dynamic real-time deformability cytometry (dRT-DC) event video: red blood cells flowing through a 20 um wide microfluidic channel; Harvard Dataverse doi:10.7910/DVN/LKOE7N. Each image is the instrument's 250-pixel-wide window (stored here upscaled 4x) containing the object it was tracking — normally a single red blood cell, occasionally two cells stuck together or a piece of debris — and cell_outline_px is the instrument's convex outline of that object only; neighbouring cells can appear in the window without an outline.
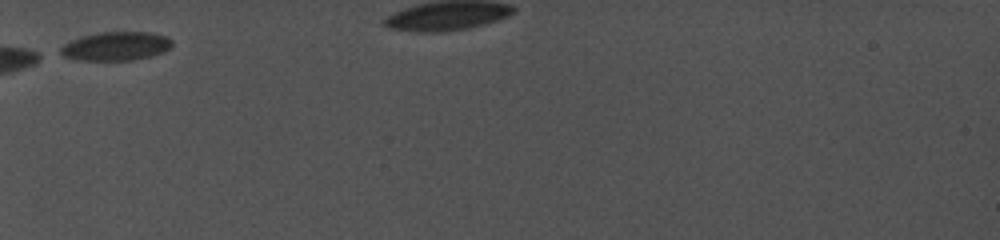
{"species": "common noctule bat (a hibernating species)", "species_latin": "Nyctalus noctula", "temperature_condition": "cold", "stored_images_in_passage": 6, "camera_frame_rate_fps": 5000, "um_per_image_px": 0.085, "animal": {"sex": "female", "body_mass_g": 19.0, "forearm_length_mm": 56.7}, "frame": {"image": 1, "passage_image": 1, "time_ms": 0.0, "image_size_px": [1000, 240], "cell_outline_px": [[172, 48], [164, 52], [132, 60], [76, 60], [64, 56], [56, 52], [64, 44], [72, 40], [84, 36], [100, 32], [152, 32], [168, 36], [172, 40]], "centroid_in_image_um": [9.87, 3.92], "position_along_channel_um": 75.1, "area_um2": 18.79}}